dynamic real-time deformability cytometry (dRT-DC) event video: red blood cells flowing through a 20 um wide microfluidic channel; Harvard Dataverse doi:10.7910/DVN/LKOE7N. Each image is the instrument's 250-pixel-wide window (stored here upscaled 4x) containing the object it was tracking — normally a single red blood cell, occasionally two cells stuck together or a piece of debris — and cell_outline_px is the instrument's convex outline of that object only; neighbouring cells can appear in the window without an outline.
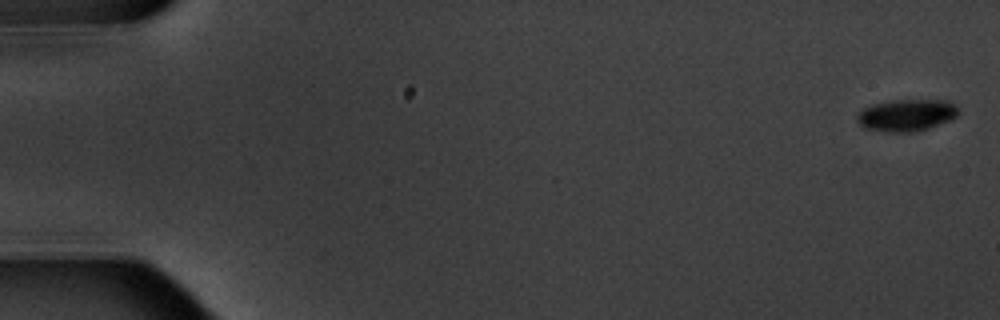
{"species": "common noctule bat (a hibernating species)", "species_latin": "Nyctalus noctula", "temperature_condition": "warm", "stored_images_in_passage": 5, "camera_frame_rate_fps": 3000, "um_per_image_px": 0.085, "animal": {"sex": "male", "body_mass_g": 20.1, "forearm_length_mm": 53.5}, "frame": {"image": 1, "passage_image": 1, "time_ms": 0.0, "image_size_px": [1000, 320], "cell_outline_px": [[960, 112], [956, 116], [948, 120], [928, 128], [916, 132], [884, 132], [864, 128], [856, 120], [856, 116], [864, 108], [872, 104], [892, 100], [948, 100], [956, 104]], "centroid_in_image_um": [77.05, 9.79], "position_along_channel_um": 7.9, "area_um2": 18.96}}